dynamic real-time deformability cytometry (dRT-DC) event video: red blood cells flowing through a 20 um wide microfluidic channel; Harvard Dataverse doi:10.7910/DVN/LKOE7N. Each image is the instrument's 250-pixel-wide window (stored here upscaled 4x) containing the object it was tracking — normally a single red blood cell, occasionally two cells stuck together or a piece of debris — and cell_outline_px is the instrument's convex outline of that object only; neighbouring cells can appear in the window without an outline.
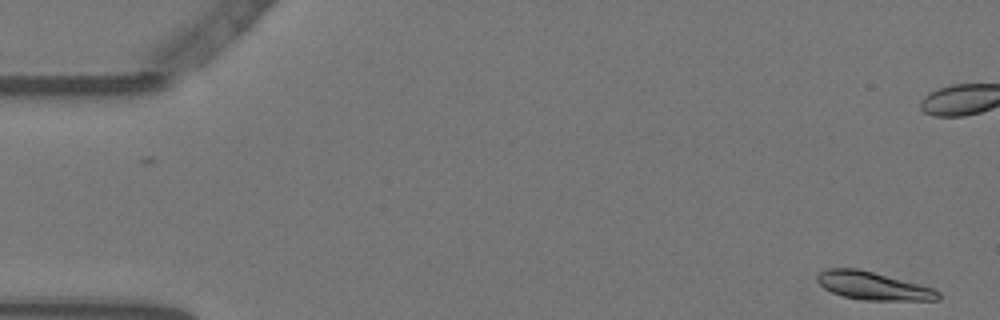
{"species": "Egyptian fruit bat (a non-hibernating species)", "species_latin": "Rousettus aegyptiacus", "temperature_condition": "warm", "stored_images_in_passage": 58, "camera_frame_rate_fps": 3000, "um_per_image_px": 0.085, "animal": {"sex": "female"}, "frame": {"image": 1, "passage_image": 2, "time_ms": 0.333, "image_size_px": [1000, 320], "cell_outline_px": [[940, 300], [864, 300], [844, 296], [832, 292], [824, 288], [816, 280], [816, 276], [820, 272], [828, 268], [856, 268], [920, 284], [932, 288], [940, 292]], "centroid_in_image_um": [74.21, 24.3], "position_along_channel_um": 10.8, "area_um2": 19.54}}
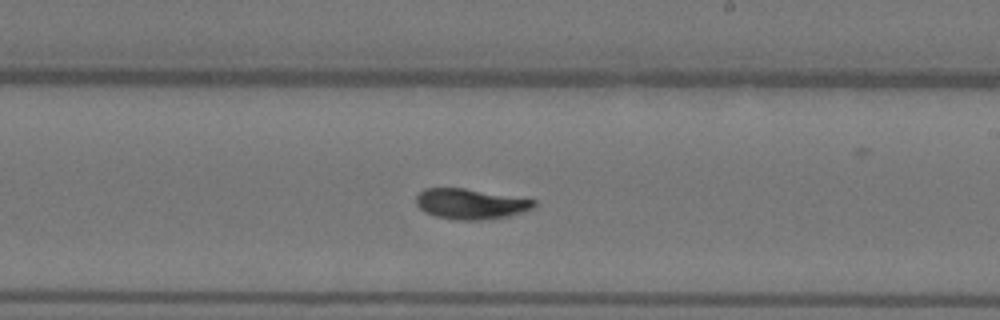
{"frame": {"image": 2, "passage_image": 33, "time_ms": 10.667, "image_size_px": [1000, 320], "cell_outline_px": [[536, 204], [532, 208], [508, 216], [480, 220], [456, 220], [436, 216], [424, 212], [416, 204], [416, 196], [424, 188], [464, 188], [536, 200]], "centroid_in_image_um": [39.96, 17.33], "position_along_channel_um": 249.0, "area_um2": 20.69}}
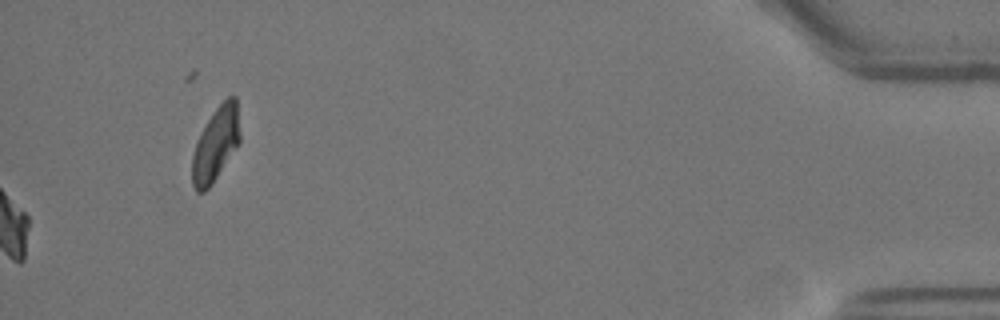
{"frame": {"image": 3, "passage_image": 58, "time_ms": 19.0, "image_size_px": [1000, 320], "cell_outline_px": [[240, 144], [212, 184], [204, 192], [196, 192], [192, 184], [192, 156], [200, 132], [212, 112], [228, 96], [236, 96], [240, 136]], "centroid_in_image_um": [18.34, 12.27], "position_along_channel_um": 416.9, "area_um2": 20.75}, "authors_computed_cell_mechanics": {"area_um2": 20.2878, "velocity_mm_per_s": 3.5206, "shape_relaxation_time_tau1_ms": 6.8163, "shape_relaxation_time_tau2_ms": 7.5515, "deformation_change_tau1": 0.2221, "deformation_change_tau2": 0.0787}}